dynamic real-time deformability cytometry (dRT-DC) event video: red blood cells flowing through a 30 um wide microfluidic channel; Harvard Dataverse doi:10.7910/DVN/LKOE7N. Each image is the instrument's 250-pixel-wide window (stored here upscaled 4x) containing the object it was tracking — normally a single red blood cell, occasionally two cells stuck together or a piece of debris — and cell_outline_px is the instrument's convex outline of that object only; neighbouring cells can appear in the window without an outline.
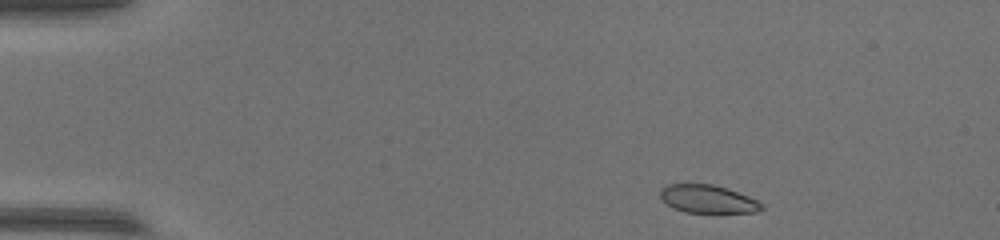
{"species": "common noctule bat (a hibernating species)", "species_latin": "Nyctalus noctula", "temperature_condition": "warm", "stored_images_in_passage": 46, "camera_frame_rate_fps": 3000, "um_per_image_px": 0.085, "animal": {"sex": "female", "body_mass_g": 17.0, "forearm_length_mm": 48.0}, "frame": {"image": 1, "passage_image": 1, "time_ms": 0.0, "image_size_px": [1000, 240], "cell_outline_px": [[764, 208], [756, 212], [712, 216], [684, 212], [672, 208], [660, 196], [660, 188], [668, 184], [712, 184], [728, 188], [748, 196], [764, 204]], "centroid_in_image_um": [60.21, 16.98], "position_along_channel_um": 24.8, "area_um2": 17.57}}
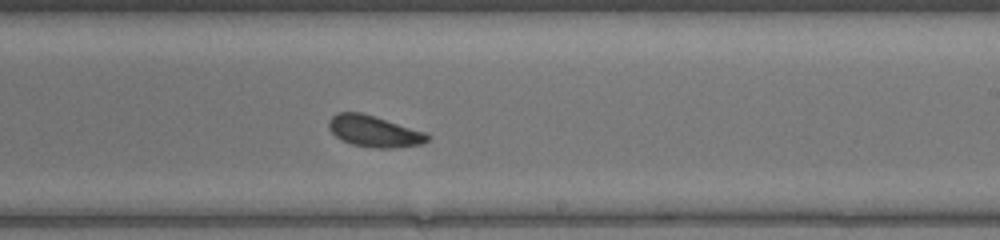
{"frame": {"image": 2, "passage_image": 26, "time_ms": 8.333, "image_size_px": [1000, 240], "cell_outline_px": [[428, 140], [420, 144], [392, 148], [376, 148], [352, 144], [340, 140], [328, 128], [328, 120], [336, 112], [360, 112], [376, 116], [424, 132], [428, 136]], "centroid_in_image_um": [31.73, 11.14], "position_along_channel_um": 257.3, "area_um2": 17.92}}
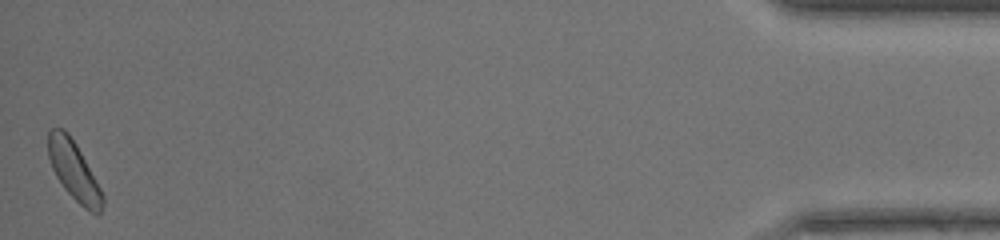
{"frame": {"image": 3, "passage_image": 46, "time_ms": 15.0, "image_size_px": [1000, 240], "cell_outline_px": [[104, 204], [100, 216], [96, 216], [84, 208], [64, 188], [56, 176], [52, 168], [48, 156], [48, 132], [52, 128], [64, 128], [68, 132], [76, 144], [100, 188], [104, 196]], "centroid_in_image_um": [6.29, 14.54], "position_along_channel_um": 428.9, "area_um2": 18.55}}